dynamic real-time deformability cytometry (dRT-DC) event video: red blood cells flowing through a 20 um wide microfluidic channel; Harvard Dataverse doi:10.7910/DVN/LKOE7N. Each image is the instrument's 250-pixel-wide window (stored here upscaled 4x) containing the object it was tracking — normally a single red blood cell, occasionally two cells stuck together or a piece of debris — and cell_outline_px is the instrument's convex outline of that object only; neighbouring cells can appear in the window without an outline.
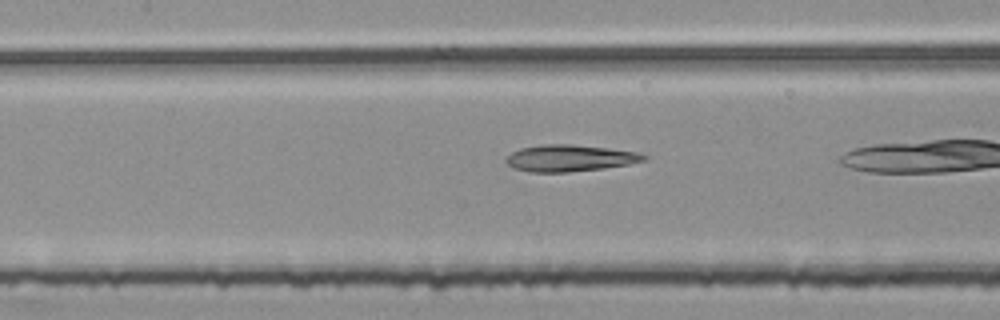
{"species": "common noctule bat (a hibernating species)", "species_latin": "Nyctalus noctula", "temperature_condition": "room temperature", "stored_images_in_passage": 28, "camera_frame_rate_fps": 3000, "um_per_image_px": 0.085, "animal": {"sex": "female", "body_mass_g": 25.1}, "frame": {"image": 1, "passage_image": 16, "time_ms": 5.0, "image_size_px": [1000, 320], "cell_outline_px": [[648, 156], [644, 160], [628, 164], [604, 168], [568, 172], [528, 172], [516, 168], [508, 164], [504, 160], [512, 152], [520, 148], [540, 144], [568, 144], [608, 148], [636, 152]], "centroid_in_image_um": [48.4, 13.44], "position_along_channel_um": 159.0, "area_um2": 21.21}}